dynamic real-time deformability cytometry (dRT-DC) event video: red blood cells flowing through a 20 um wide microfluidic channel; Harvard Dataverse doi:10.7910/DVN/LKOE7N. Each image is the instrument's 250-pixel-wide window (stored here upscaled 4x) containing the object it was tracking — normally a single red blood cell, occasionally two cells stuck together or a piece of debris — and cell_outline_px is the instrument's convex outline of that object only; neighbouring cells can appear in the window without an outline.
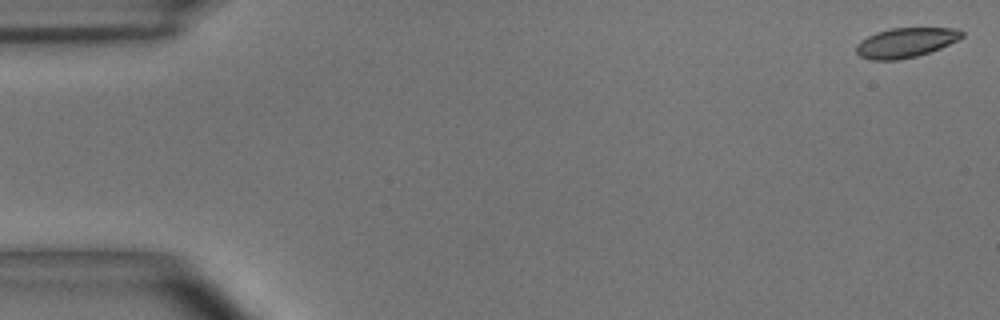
{"species": "common noctule bat (a hibernating species)", "species_latin": "Nyctalus noctula", "temperature_condition": "room temperature", "stored_images_in_passage": 12, "camera_frame_rate_fps": 3000, "um_per_image_px": 0.085, "animal": {"sex": "male", "body_mass_g": 15.6}, "frame": {"image": 1, "passage_image": 1, "time_ms": 0.0, "image_size_px": [1000, 320], "cell_outline_px": [[964, 36], [940, 48], [916, 56], [896, 60], [872, 60], [860, 56], [856, 52], [856, 44], [860, 40], [876, 32], [892, 28], [956, 28], [964, 32]], "centroid_in_image_um": [76.96, 3.62], "position_along_channel_um": 8.0, "area_um2": 18.15}}